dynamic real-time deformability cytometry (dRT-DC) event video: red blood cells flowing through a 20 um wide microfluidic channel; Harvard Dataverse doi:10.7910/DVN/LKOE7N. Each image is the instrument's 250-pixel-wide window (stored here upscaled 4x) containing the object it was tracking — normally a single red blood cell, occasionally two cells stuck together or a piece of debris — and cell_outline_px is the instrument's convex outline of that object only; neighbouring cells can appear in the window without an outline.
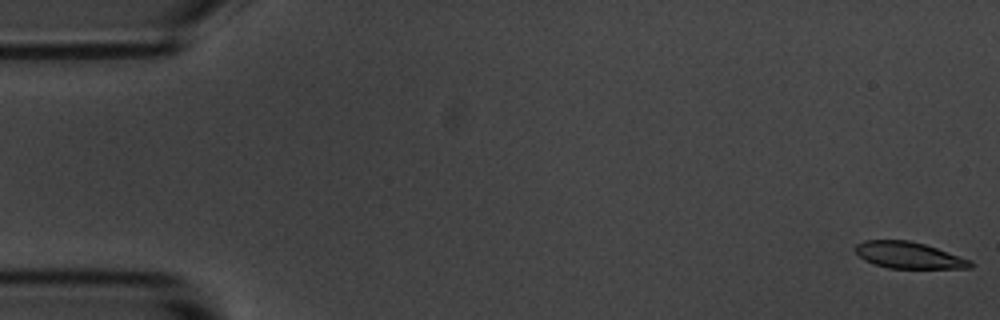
{"species": "common noctule bat (a hibernating species)", "species_latin": "Nyctalus noctula", "temperature_condition": "room temperature", "stored_images_in_passage": 56, "camera_frame_rate_fps": 3000, "um_per_image_px": 0.085, "animal": {"sex": "male", "body_mass_g": 20.1, "forearm_length_mm": 53.5}, "frame": {"image": 1, "passage_image": 1, "time_ms": 0.0, "image_size_px": [1000, 320], "cell_outline_px": [[976, 264], [972, 268], [888, 268], [864, 260], [856, 252], [856, 244], [864, 240], [908, 240], [924, 244], [972, 260]], "centroid_in_image_um": [77.28, 21.7], "position_along_channel_um": 7.7, "area_um2": 17.69}}
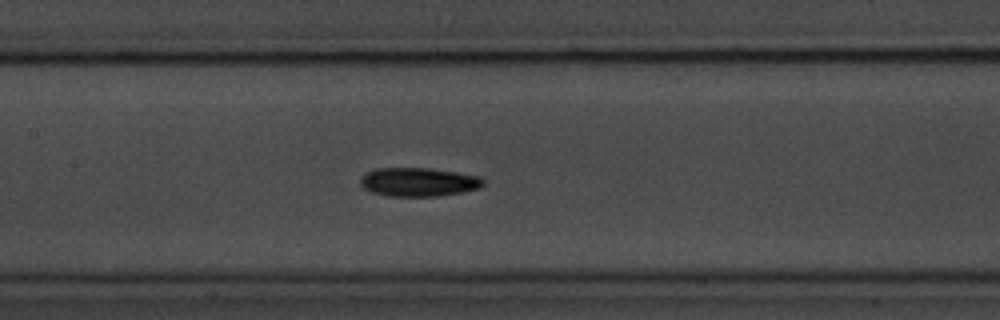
{"frame": {"image": 2, "passage_image": 26, "time_ms": 8.333, "image_size_px": [1000, 320], "cell_outline_px": [[484, 184], [480, 188], [460, 192], [436, 196], [388, 196], [372, 192], [364, 188], [360, 184], [360, 176], [376, 168], [432, 168], [480, 176], [484, 180]], "centroid_in_image_um": [35.57, 15.46], "position_along_channel_um": 171.8, "area_um2": 20.58}}
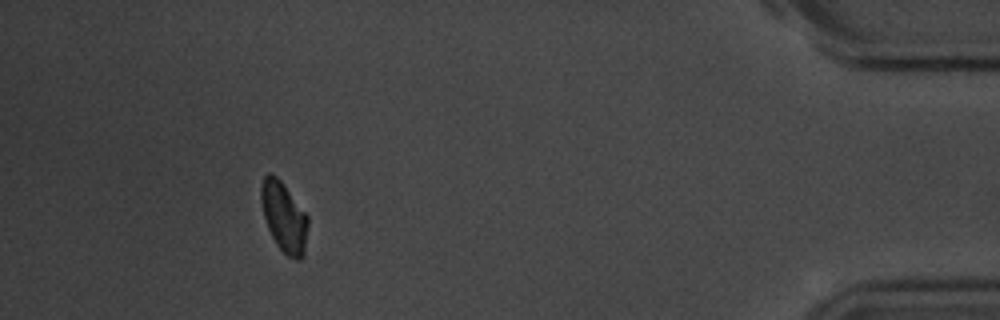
{"frame": {"image": 3, "passage_image": 51, "time_ms": 16.667, "image_size_px": [1000, 320], "cell_outline_px": [[308, 224], [304, 256], [300, 260], [296, 260], [288, 256], [276, 244], [268, 228], [264, 216], [260, 200], [260, 188], [264, 176], [268, 172], [272, 172], [280, 180], [308, 216]], "centroid_in_image_um": [24.13, 18.44], "position_along_channel_um": 411.1, "area_um2": 19.07}, "authors_computed_cell_mechanics": {"area_um2": 19.3052, "velocity_mm_per_s": 3.5947, "shape_relaxation_time_tau1_ms": 3.491, "shape_relaxation_time_tau2_ms": null, "deformation_change_tau1": 0.1244, "deformation_change_tau2": null}}